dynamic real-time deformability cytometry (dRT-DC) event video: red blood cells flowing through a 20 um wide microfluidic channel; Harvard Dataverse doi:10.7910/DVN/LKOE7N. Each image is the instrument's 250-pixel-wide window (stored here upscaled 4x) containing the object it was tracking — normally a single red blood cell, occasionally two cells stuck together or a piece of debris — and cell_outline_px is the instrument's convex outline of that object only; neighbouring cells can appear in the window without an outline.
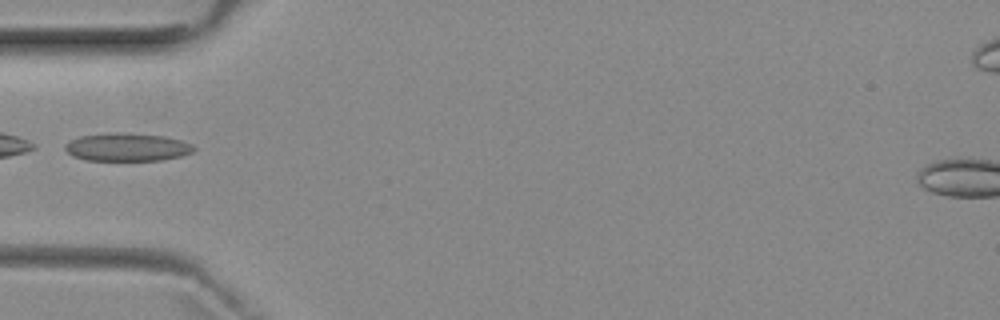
{"species": "common noctule bat (a hibernating species)", "species_latin": "Nyctalus noctula", "temperature_condition": "room temperature", "stored_images_in_passage": 3, "camera_frame_rate_fps": 3000, "um_per_image_px": 0.085, "animal": {"sex": "female", "body_mass_g": 29.2, "forearm_length_mm": 56.3}, "frame": {"image": 1, "passage_image": 3, "time_ms": 2.333, "image_size_px": [1000, 320], "cell_outline_px": [[196, 148], [192, 152], [180, 156], [160, 160], [88, 160], [72, 156], [64, 148], [64, 144], [80, 136], [112, 132], [120, 132], [164, 136], [180, 140], [192, 144]], "centroid_in_image_um": [10.79, 12.5], "position_along_channel_um": 74.2, "area_um2": 20.92}}